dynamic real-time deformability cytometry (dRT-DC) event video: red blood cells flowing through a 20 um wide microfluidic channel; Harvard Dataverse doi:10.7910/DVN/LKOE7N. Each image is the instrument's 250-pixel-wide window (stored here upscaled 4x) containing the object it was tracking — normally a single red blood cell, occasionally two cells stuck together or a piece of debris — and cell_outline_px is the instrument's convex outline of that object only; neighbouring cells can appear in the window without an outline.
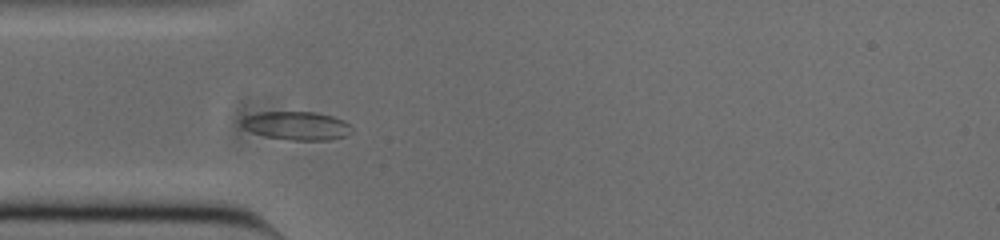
{"species": "common noctule bat (a hibernating species)", "species_latin": "Nyctalus noctula", "temperature_condition": "cold", "stored_images_in_passage": 33, "camera_frame_rate_fps": 3000, "um_per_image_px": 0.085, "animal": {"sex": "male", "body_mass_g": 20.0, "forearm_length_mm": 53.3}, "frame": {"image": 1, "passage_image": 6, "time_ms": 1.667, "image_size_px": [1000, 240], "cell_outline_px": [[352, 132], [344, 136], [328, 140], [288, 140], [264, 136], [252, 132], [244, 128], [240, 124], [240, 120], [244, 116], [260, 112], [316, 112], [332, 116], [344, 120], [352, 128]], "centroid_in_image_um": [25.18, 10.68], "position_along_channel_um": 59.8, "area_um2": 18.38}}
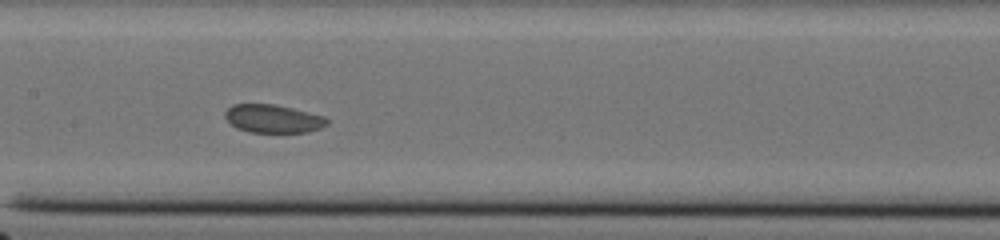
{"frame": {"image": 2, "passage_image": 16, "time_ms": 5.0, "image_size_px": [1000, 240], "cell_outline_px": [[328, 124], [320, 128], [308, 132], [248, 132], [236, 128], [224, 116], [224, 112], [232, 104], [276, 104], [324, 116], [328, 120]], "centroid_in_image_um": [23.2, 10.08], "position_along_channel_um": 184.2, "area_um2": 16.76}}
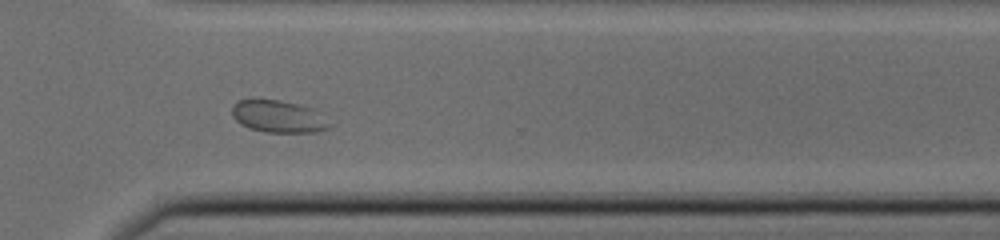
{"frame": {"image": 3, "passage_image": 29, "time_ms": 9.333, "image_size_px": [1000, 240], "cell_outline_px": [[332, 124], [328, 128], [316, 132], [264, 132], [248, 128], [240, 124], [232, 116], [232, 104], [240, 100], [252, 96], [276, 100], [296, 104], [312, 108]], "centroid_in_image_um": [23.58, 9.88], "position_along_channel_um": 347.0, "area_um2": 18.61}}